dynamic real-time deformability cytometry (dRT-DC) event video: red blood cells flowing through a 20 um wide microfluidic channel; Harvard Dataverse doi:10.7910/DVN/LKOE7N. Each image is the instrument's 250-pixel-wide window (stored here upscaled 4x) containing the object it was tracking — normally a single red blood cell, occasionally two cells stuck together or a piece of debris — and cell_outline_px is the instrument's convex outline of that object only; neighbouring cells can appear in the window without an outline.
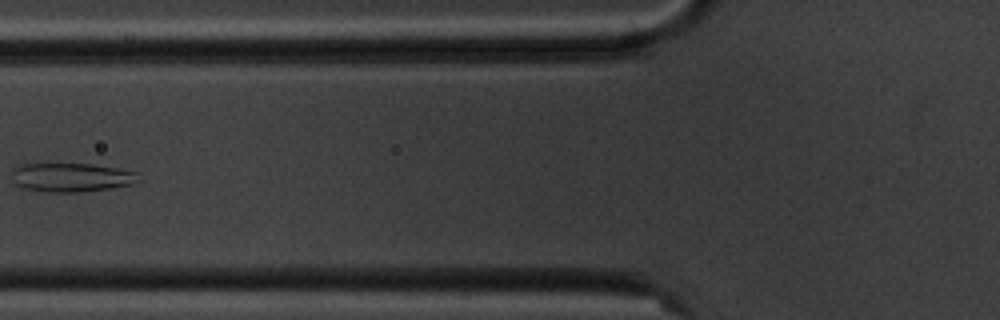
{"species": "common noctule bat (a hibernating species)", "species_latin": "Nyctalus noctula", "temperature_condition": "cold", "stored_images_in_passage": 9, "camera_frame_rate_fps": 3000, "um_per_image_px": 0.085, "animal": {"sex": "male", "body_mass_g": 20.1, "forearm_length_mm": 53.5}, "frame": {"image": 1, "passage_image": 6, "time_ms": 5.667, "image_size_px": [1000, 320], "cell_outline_px": [[140, 180], [136, 184], [112, 188], [80, 192], [48, 192], [20, 188], [12, 180], [12, 172], [16, 164], [92, 164], [116, 168], [136, 172]], "centroid_in_image_um": [6.05, 15.08], "position_along_channel_um": 119.7, "area_um2": 21.56}}